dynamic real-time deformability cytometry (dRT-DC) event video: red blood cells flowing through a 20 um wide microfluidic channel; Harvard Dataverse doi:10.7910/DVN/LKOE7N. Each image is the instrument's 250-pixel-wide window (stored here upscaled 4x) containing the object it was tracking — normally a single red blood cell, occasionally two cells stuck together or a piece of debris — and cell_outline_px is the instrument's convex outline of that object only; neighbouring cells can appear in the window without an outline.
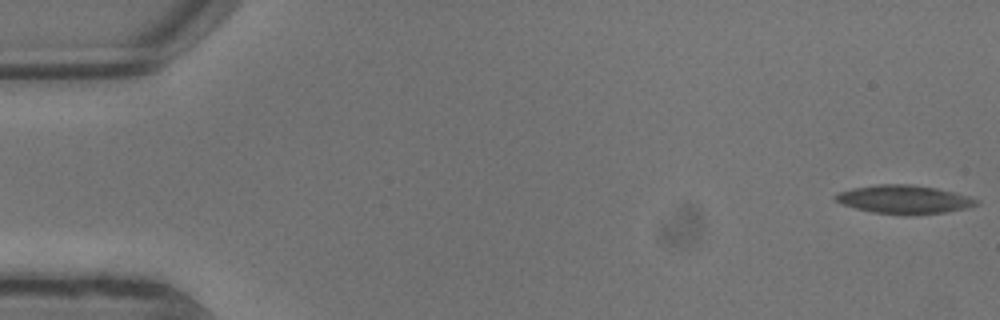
{"species": "common noctule bat (a hibernating species)", "species_latin": "Nyctalus noctula", "temperature_condition": "warm", "stored_images_in_passage": 10, "camera_frame_rate_fps": 3000, "um_per_image_px": 0.085, "animal": {"sex": "male", "body_mass_g": 13.3}, "frame": {"image": 1, "passage_image": 1, "time_ms": 0.0, "image_size_px": [1000, 320], "cell_outline_px": [[980, 204], [972, 208], [944, 212], [904, 216], [872, 212], [856, 208], [844, 204], [836, 200], [832, 196], [840, 192], [852, 188], [880, 184], [908, 184], [936, 188], [956, 192], [980, 200]], "centroid_in_image_um": [76.92, 16.96], "position_along_channel_um": 8.1, "area_um2": 23.64}}
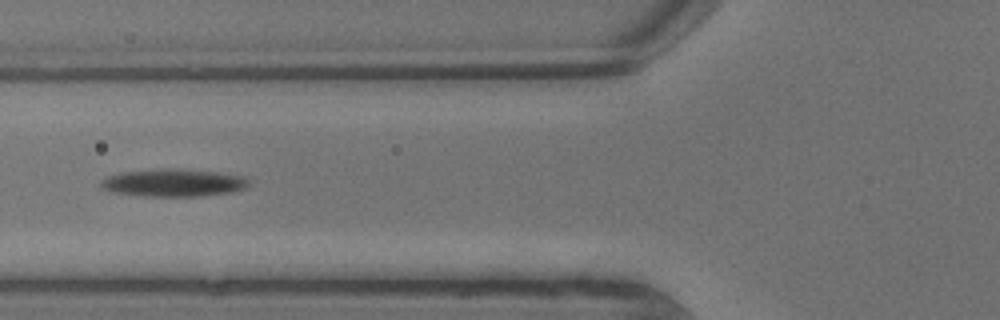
{"frame": {"image": 2, "passage_image": 8, "time_ms": 2.333, "image_size_px": [1000, 320], "cell_outline_px": [[252, 184], [244, 188], [232, 192], [200, 196], [152, 196], [112, 192], [104, 188], [100, 184], [100, 180], [108, 176], [120, 172], [160, 168], [176, 168], [216, 172], [248, 176], [252, 180]], "centroid_in_image_um": [14.82, 15.52], "position_along_channel_um": 111.0, "area_um2": 24.04}}
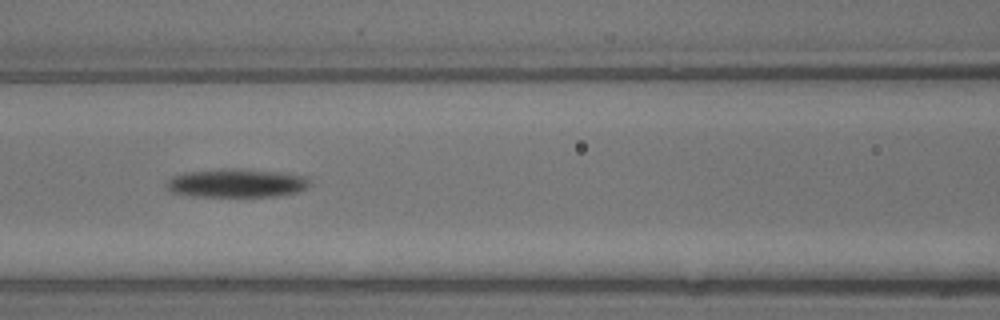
{"frame": {"image": 3, "passage_image": 9, "time_ms": 2.667, "image_size_px": [1000, 320], "cell_outline_px": [[312, 184], [308, 188], [296, 192], [276, 196], [192, 196], [172, 192], [164, 184], [172, 176], [184, 172], [220, 168], [236, 168], [288, 172], [308, 176], [312, 180]], "centroid_in_image_um": [20.18, 15.54], "position_along_channel_um": 146.4, "area_um2": 24.45}}